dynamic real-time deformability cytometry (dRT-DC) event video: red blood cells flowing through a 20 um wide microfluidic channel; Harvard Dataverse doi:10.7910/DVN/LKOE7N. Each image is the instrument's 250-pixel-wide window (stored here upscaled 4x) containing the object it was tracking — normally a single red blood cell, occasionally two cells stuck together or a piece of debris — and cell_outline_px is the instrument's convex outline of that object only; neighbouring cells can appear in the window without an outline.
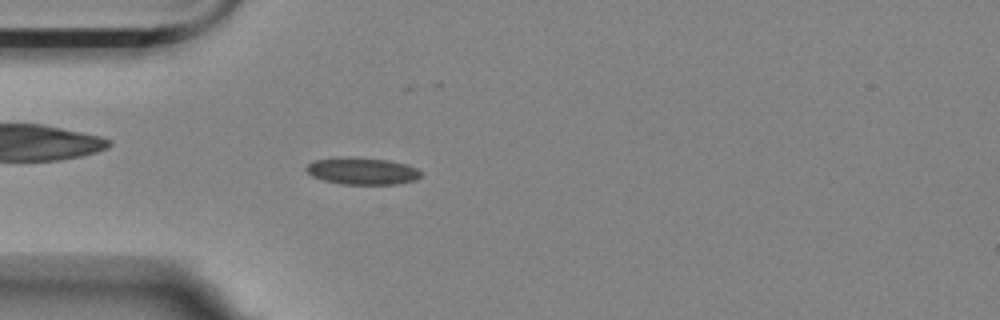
{"species": "Egyptian fruit bat (a non-hibernating species)", "species_latin": "Rousettus aegyptiacus", "temperature_condition": "room temperature", "stored_images_in_passage": 56, "camera_frame_rate_fps": 3000, "um_per_image_px": 0.085, "animal": {"sex": "female"}, "frame": {"image": 1, "passage_image": 16, "time_ms": 5.0, "image_size_px": [1000, 320], "cell_outline_px": [[420, 176], [416, 180], [396, 184], [340, 184], [324, 180], [312, 176], [304, 168], [312, 160], [336, 156], [356, 156], [388, 160], [408, 164], [416, 168], [420, 172]], "centroid_in_image_um": [30.74, 14.51], "position_along_channel_um": 54.3, "area_um2": 18.44}}
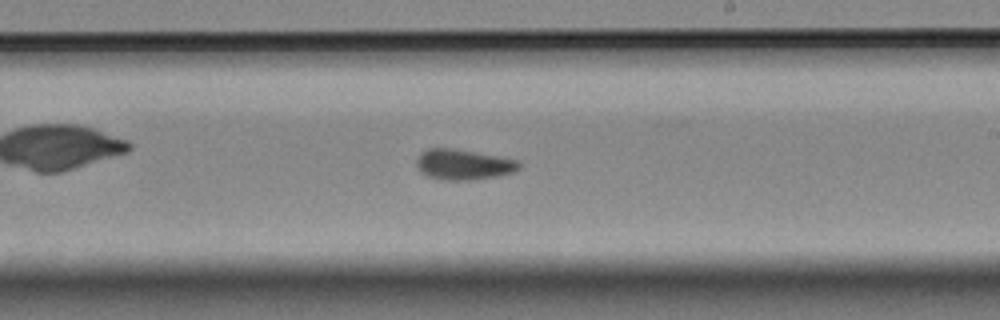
{"frame": {"image": 2, "passage_image": 33, "time_ms": 10.667, "image_size_px": [1000, 320], "cell_outline_px": [[520, 168], [516, 172], [496, 176], [472, 180], [444, 180], [428, 176], [420, 172], [416, 164], [416, 160], [420, 152], [428, 148], [452, 148], [516, 160], [520, 164]], "centroid_in_image_um": [39.35, 13.99], "position_along_channel_um": 249.7, "area_um2": 18.09}}
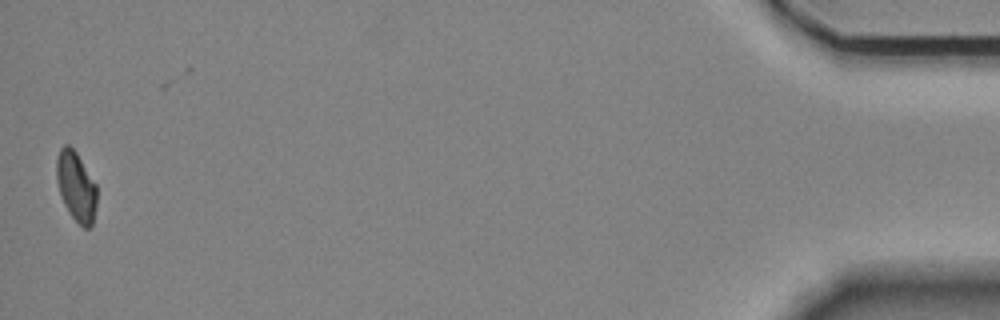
{"frame": {"image": 3, "passage_image": 56, "time_ms": 18.333, "image_size_px": [1000, 320], "cell_outline_px": [[96, 208], [92, 224], [88, 228], [84, 228], [72, 216], [64, 204], [60, 192], [56, 176], [56, 160], [60, 148], [64, 144], [68, 144], [76, 152], [96, 184]], "centroid_in_image_um": [6.47, 15.83], "position_along_channel_um": 428.7, "area_um2": 16.13}, "authors_computed_cell_mechanics": {"area_um2": 17.4267, "velocity_mm_per_s": 3.5306, "shape_relaxation_time_tau1_ms": null, "shape_relaxation_time_tau2_ms": 3.589, "deformation_change_tau1": null, "deformation_change_tau2": 0.0857}}